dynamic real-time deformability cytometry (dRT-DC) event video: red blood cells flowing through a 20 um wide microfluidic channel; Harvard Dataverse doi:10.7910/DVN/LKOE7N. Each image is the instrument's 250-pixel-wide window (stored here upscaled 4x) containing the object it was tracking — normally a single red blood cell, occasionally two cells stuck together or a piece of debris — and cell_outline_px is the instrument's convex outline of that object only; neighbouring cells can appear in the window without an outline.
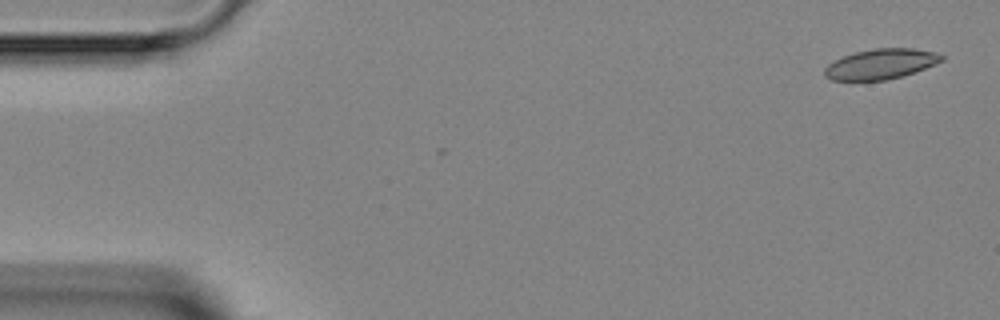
{"species": "Egyptian fruit bat (a non-hibernating species)", "species_latin": "Rousettus aegyptiacus", "temperature_condition": "room temperature", "stored_images_in_passage": 4, "camera_frame_rate_fps": 3000, "um_per_image_px": 0.085, "animal": {"sex": "female"}, "frame": {"image": 1, "passage_image": 1, "time_ms": 0.0, "image_size_px": [1000, 320], "cell_outline_px": [[944, 60], [936, 64], [916, 72], [904, 76], [888, 80], [832, 80], [824, 76], [824, 68], [828, 64], [844, 56], [856, 52], [876, 48], [916, 48], [936, 52], [944, 56]], "centroid_in_image_um": [74.92, 5.44], "position_along_channel_um": 10.1, "area_um2": 20.75}}
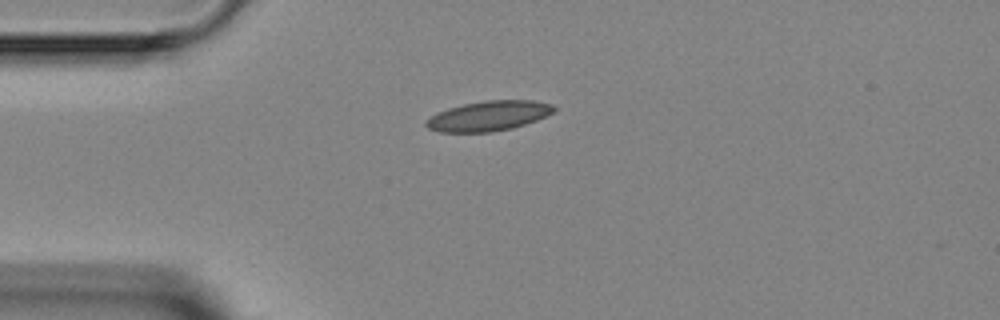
{"frame": {"image": 2, "passage_image": 4, "time_ms": 3.333, "image_size_px": [1000, 320], "cell_outline_px": [[556, 112], [536, 120], [512, 128], [492, 132], [440, 132], [428, 128], [424, 124], [436, 112], [448, 108], [464, 104], [484, 100], [532, 100], [552, 104], [556, 108]], "centroid_in_image_um": [41.55, 9.85], "position_along_channel_um": 43.4, "area_um2": 22.31}}